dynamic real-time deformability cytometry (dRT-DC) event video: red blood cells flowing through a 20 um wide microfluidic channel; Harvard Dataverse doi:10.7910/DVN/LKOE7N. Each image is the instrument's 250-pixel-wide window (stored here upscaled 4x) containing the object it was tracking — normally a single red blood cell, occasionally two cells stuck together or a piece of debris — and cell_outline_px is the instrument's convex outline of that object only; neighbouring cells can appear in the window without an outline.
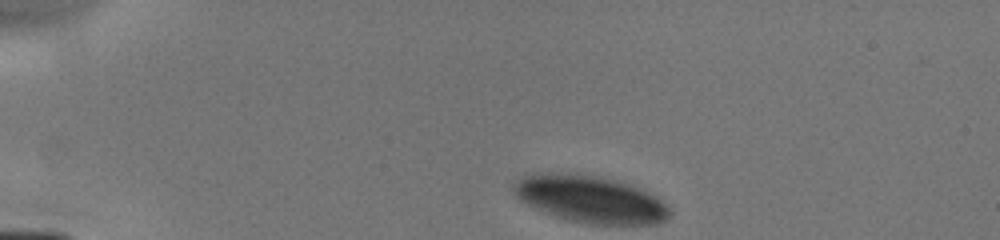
{"species": "human", "species_latin": "Homo sapiens", "temperature_condition": "cold", "stored_images_in_passage": 6, "camera_frame_rate_fps": 3000, "um_per_image_px": 0.085, "donor": {"sex": "male"}, "frame": {"image": 1, "passage_image": 1, "time_ms": 0.0, "image_size_px": [1000, 240], "cell_outline_px": [[672, 212], [664, 220], [656, 224], [588, 224], [568, 220], [556, 216], [536, 208], [520, 200], [512, 192], [512, 188], [524, 176], [536, 172], [572, 172], [604, 176], [632, 184], [656, 196]], "centroid_in_image_um": [50.17, 16.9], "position_along_channel_um": 34.8, "area_um2": 43.12}}
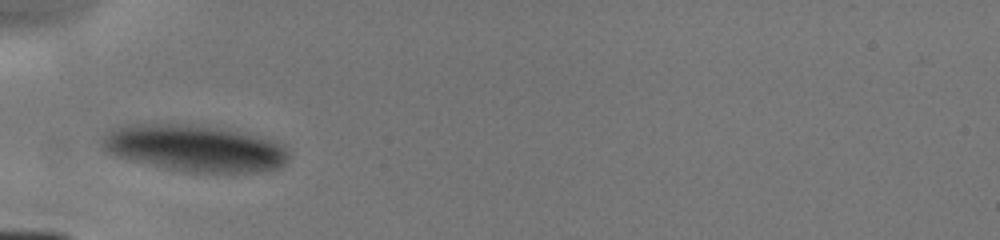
{"frame": {"image": 2, "passage_image": 3, "time_ms": 2.333, "image_size_px": [1000, 240], "cell_outline_px": [[288, 160], [284, 164], [276, 168], [260, 172], [188, 172], [164, 168], [116, 156], [100, 148], [100, 140], [108, 128], [128, 124], [188, 124], [216, 128], [236, 132], [272, 140], [284, 144], [288, 152]], "centroid_in_image_um": [16.47, 12.6], "position_along_channel_um": 68.5, "area_um2": 50.69}}
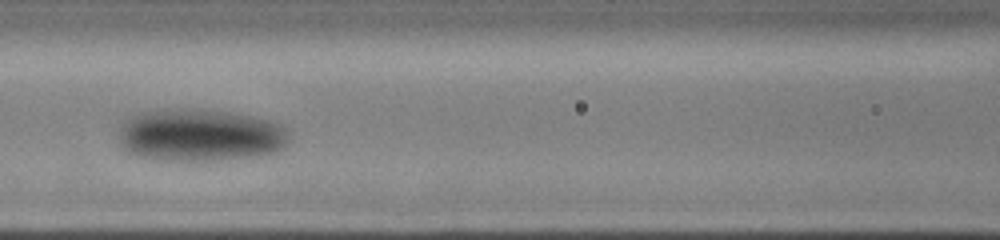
{"frame": {"image": 3, "passage_image": 5, "time_ms": 4.333, "image_size_px": [1000, 240], "cell_outline_px": [[288, 140], [284, 148], [276, 152], [260, 156], [216, 160], [164, 160], [140, 156], [128, 152], [120, 144], [120, 124], [128, 116], [136, 112], [160, 108], [196, 108], [228, 112], [252, 116], [272, 120], [280, 124], [288, 132]], "centroid_in_image_um": [16.99, 11.46], "position_along_channel_um": 149.6, "area_um2": 52.89}}